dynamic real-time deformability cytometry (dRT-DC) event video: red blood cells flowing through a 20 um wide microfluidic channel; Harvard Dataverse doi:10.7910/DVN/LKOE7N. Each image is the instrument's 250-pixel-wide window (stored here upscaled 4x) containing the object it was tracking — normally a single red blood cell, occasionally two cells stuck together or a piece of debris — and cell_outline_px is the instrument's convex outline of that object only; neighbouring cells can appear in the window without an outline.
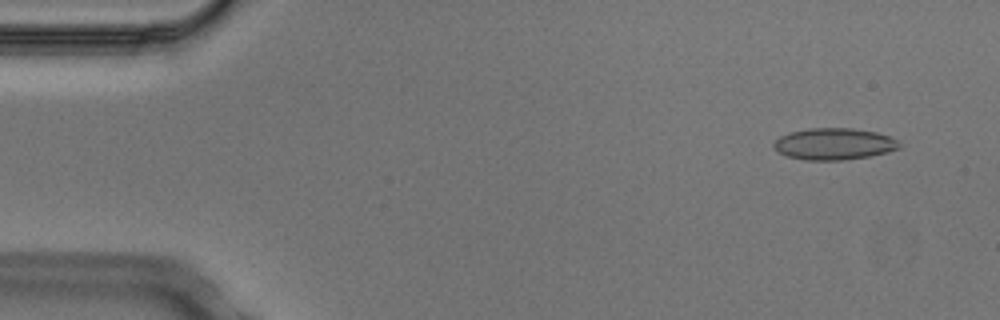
{"species": "Egyptian fruit bat (a non-hibernating species)", "species_latin": "Rousettus aegyptiacus", "temperature_condition": "cold", "stored_images_in_passage": 3, "camera_frame_rate_fps": 3000, "um_per_image_px": 0.085, "animal": {"sex": "male"}, "frame": {"image": 1, "passage_image": 1, "time_ms": 0.0, "image_size_px": [1000, 320], "cell_outline_px": [[900, 148], [888, 152], [868, 156], [840, 160], [808, 160], [788, 156], [776, 152], [772, 144], [780, 136], [792, 132], [808, 128], [852, 128], [876, 132], [900, 140]], "centroid_in_image_um": [70.9, 12.23], "position_along_channel_um": 14.1, "area_um2": 23.12}}